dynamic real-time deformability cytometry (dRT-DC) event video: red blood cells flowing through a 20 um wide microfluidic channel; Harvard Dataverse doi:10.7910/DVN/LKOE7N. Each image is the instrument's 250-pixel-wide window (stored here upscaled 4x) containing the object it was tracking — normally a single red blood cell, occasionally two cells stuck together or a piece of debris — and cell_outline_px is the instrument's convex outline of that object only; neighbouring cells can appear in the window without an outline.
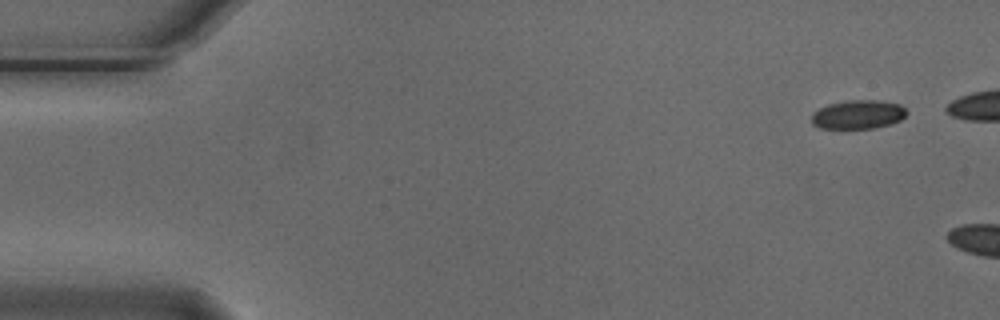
{"species": "Egyptian fruit bat (a non-hibernating species)", "species_latin": "Rousettus aegyptiacus", "temperature_condition": "cold", "stored_images_in_passage": 3, "camera_frame_rate_fps": 3000, "um_per_image_px": 0.085, "animal": {"sex": "male"}, "frame": {"image": 1, "passage_image": 1, "time_ms": 0.0, "image_size_px": [1000, 320], "cell_outline_px": [[908, 112], [900, 120], [892, 124], [872, 128], [820, 128], [812, 124], [812, 112], [828, 104], [848, 100], [876, 100], [900, 104]], "centroid_in_image_um": [72.93, 9.73], "position_along_channel_um": 12.1, "area_um2": 15.95}}